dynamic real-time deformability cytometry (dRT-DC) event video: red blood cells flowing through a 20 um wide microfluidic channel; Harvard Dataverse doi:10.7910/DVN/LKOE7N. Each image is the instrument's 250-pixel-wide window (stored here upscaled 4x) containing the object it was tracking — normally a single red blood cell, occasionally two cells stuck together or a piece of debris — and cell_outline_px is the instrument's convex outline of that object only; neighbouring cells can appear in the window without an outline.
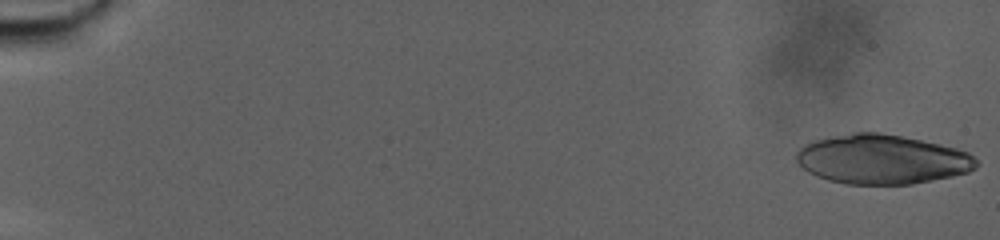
{"species": "human", "species_latin": "Homo sapiens", "temperature_condition": "warm", "stored_images_in_passage": 35, "camera_frame_rate_fps": 3000, "um_per_image_px": 0.085, "donor": {"sex": "male"}, "frame": {"image": 1, "passage_image": 1, "time_ms": 0.0, "image_size_px": [1000, 240], "cell_outline_px": [[976, 168], [968, 172], [952, 176], [912, 184], [844, 184], [828, 180], [816, 176], [808, 172], [796, 160], [796, 152], [804, 144], [812, 140], [856, 132], [880, 132], [940, 144], [956, 148], [968, 152], [976, 160]], "centroid_in_image_um": [74.94, 13.54], "position_along_channel_um": 10.1, "area_um2": 51.67}}
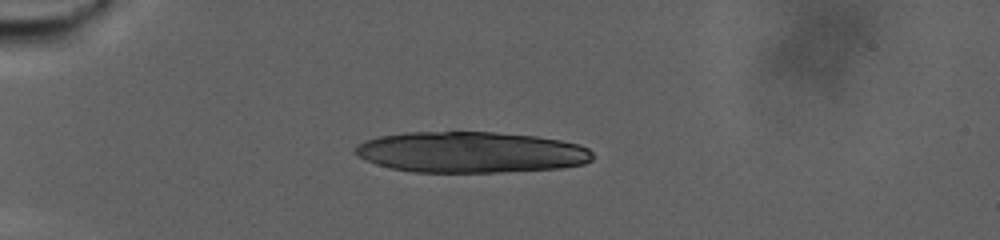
{"frame": {"image": 2, "passage_image": 25, "time_ms": 8.0, "image_size_px": [1000, 240], "cell_outline_px": [[592, 160], [584, 164], [560, 168], [500, 172], [412, 172], [392, 168], [376, 164], [364, 160], [352, 152], [352, 148], [356, 144], [364, 140], [380, 136], [408, 132], [492, 132], [536, 136], [560, 140], [580, 144], [588, 148], [592, 152]], "centroid_in_image_um": [39.98, 12.94], "position_along_channel_um": 45.0, "area_um2": 57.11}}